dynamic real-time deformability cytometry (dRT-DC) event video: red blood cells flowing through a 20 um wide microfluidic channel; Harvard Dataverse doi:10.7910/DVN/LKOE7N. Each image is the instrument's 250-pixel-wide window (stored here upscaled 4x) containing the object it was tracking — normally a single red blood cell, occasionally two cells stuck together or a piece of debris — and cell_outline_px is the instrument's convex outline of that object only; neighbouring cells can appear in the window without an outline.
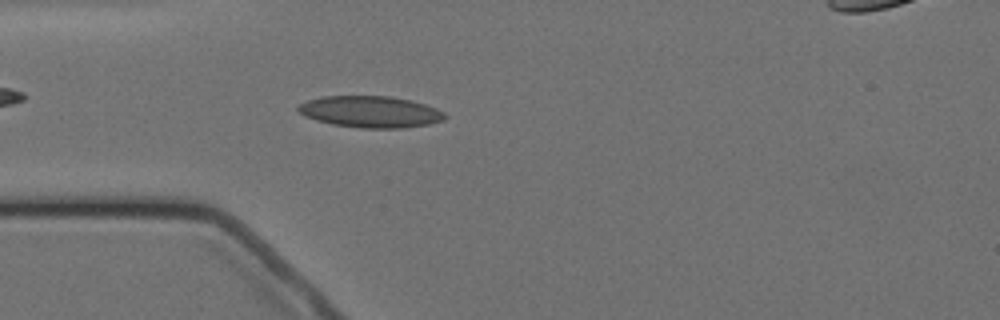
{"species": "Egyptian fruit bat (a non-hibernating species)", "species_latin": "Rousettus aegyptiacus", "temperature_condition": "cold", "stored_images_in_passage": 4, "camera_frame_rate_fps": 3000, "um_per_image_px": 0.085, "animal": {"sex": "female"}, "frame": {"image": 1, "passage_image": 4, "time_ms": 4.333, "image_size_px": [1000, 320], "cell_outline_px": [[448, 116], [444, 120], [428, 124], [404, 128], [360, 128], [332, 124], [316, 120], [304, 116], [296, 108], [300, 104], [308, 100], [320, 96], [388, 96], [412, 100], [436, 108], [444, 112]], "centroid_in_image_um": [31.49, 9.5], "position_along_channel_um": 53.5, "area_um2": 27.05}}